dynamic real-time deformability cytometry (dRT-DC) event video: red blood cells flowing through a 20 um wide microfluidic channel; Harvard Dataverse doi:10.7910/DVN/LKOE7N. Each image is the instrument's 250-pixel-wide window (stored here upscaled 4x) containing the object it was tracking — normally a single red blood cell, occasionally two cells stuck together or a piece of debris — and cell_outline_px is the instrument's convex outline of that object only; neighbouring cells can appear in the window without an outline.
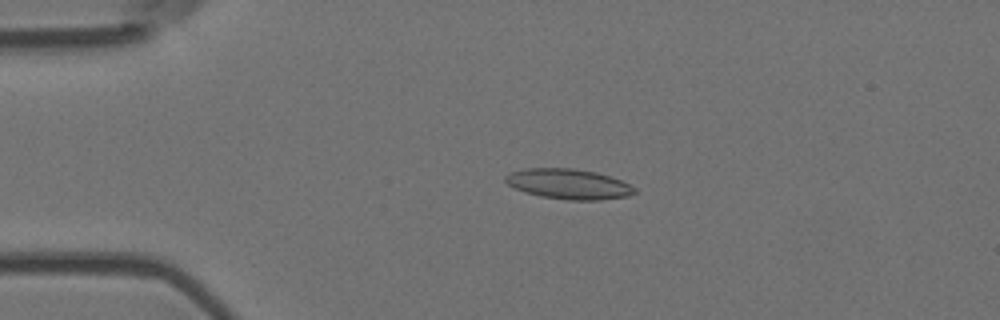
{"species": "Egyptian fruit bat (a non-hibernating species)", "species_latin": "Rousettus aegyptiacus", "temperature_condition": "room temperature", "stored_images_in_passage": 5, "camera_frame_rate_fps": 3000, "um_per_image_px": 0.085, "animal": {"sex": "female"}, "frame": {"image": 1, "passage_image": 4, "time_ms": 1.0, "image_size_px": [1000, 320], "cell_outline_px": [[636, 192], [628, 196], [600, 200], [568, 200], [540, 196], [524, 192], [508, 184], [504, 180], [504, 176], [512, 172], [524, 168], [572, 168], [596, 172], [620, 180], [636, 188]], "centroid_in_image_um": [48.32, 15.64], "position_along_channel_um": 36.7, "area_um2": 22.66}}